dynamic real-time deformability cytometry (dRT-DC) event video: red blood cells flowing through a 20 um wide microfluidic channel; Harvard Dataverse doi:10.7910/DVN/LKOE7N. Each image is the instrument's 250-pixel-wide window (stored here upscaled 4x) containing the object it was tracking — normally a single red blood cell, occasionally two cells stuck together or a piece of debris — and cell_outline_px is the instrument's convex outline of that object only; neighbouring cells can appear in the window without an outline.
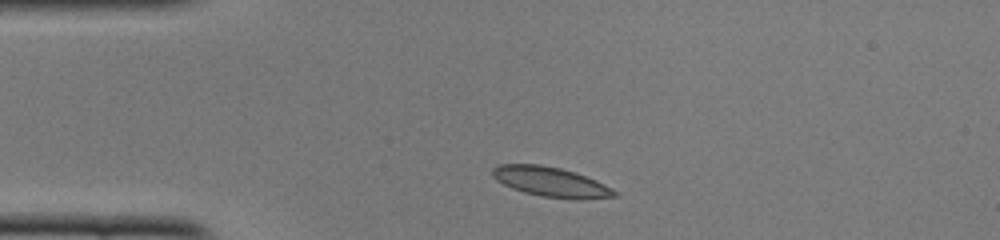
{"species": "common noctule bat (a hibernating species)", "species_latin": "Nyctalus noctula", "temperature_condition": "cold", "stored_images_in_passage": 41, "camera_frame_rate_fps": 3000, "um_per_image_px": 0.085, "animal": {"sex": "female", "body_mass_g": 22.0, "forearm_length_mm": 56.7}, "frame": {"image": 1, "passage_image": 1, "time_ms": 0.0, "image_size_px": [1000, 240], "cell_outline_px": [[616, 196], [580, 200], [572, 200], [540, 196], [524, 192], [512, 188], [496, 180], [492, 176], [492, 168], [500, 164], [540, 164], [560, 168], [576, 172], [596, 180], [612, 188], [616, 192]], "centroid_in_image_um": [46.82, 15.47], "position_along_channel_um": 38.2, "area_um2": 21.33}}
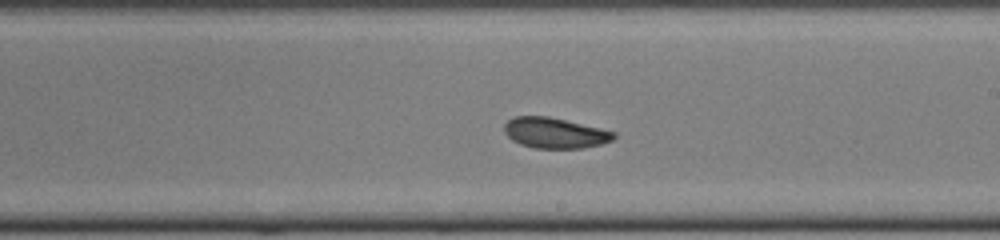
{"frame": {"image": 2, "passage_image": 19, "time_ms": 6.0, "image_size_px": [1000, 240], "cell_outline_px": [[616, 136], [612, 140], [600, 144], [584, 148], [532, 148], [520, 144], [512, 140], [504, 132], [504, 124], [508, 120], [516, 116], [548, 116], [600, 128], [616, 132]], "centroid_in_image_um": [47.15, 11.3], "position_along_channel_um": 241.9, "area_um2": 19.48}}
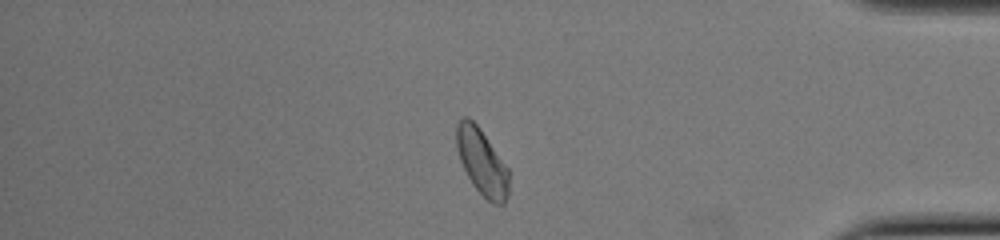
{"frame": {"image": 3, "passage_image": 33, "time_ms": 10.667, "image_size_px": [1000, 240], "cell_outline_px": [[508, 196], [504, 204], [492, 204], [472, 184], [460, 160], [456, 148], [456, 124], [464, 116], [468, 116], [480, 128], [508, 168]], "centroid_in_image_um": [40.95, 13.75], "position_along_channel_um": 394.3, "area_um2": 20.06}, "authors_computed_cell_mechanics": {"area_um2": 20.3456, "velocity_mm_per_s": 3.8797, "shape_relaxation_time_tau1_ms": 5.9141, "shape_relaxation_time_tau2_ms": 9.981, "deformation_change_tau1": 0.109, "deformation_change_tau2": 0.1002}}